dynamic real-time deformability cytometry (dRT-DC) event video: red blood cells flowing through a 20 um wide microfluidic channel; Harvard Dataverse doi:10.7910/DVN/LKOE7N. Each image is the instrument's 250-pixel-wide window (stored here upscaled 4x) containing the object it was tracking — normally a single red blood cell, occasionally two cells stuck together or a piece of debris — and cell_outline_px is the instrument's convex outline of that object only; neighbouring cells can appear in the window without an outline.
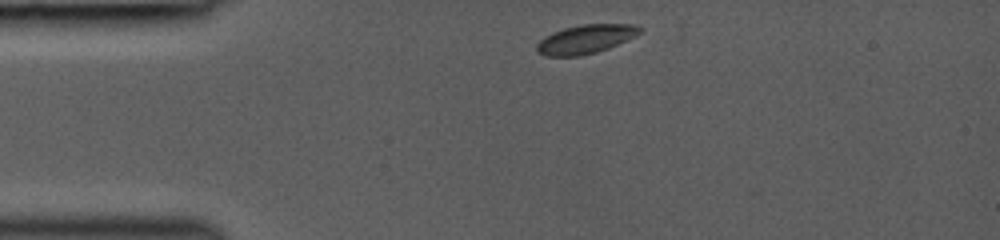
{"species": "common noctule bat (a hibernating species)", "species_latin": "Nyctalus noctula", "temperature_condition": "room temperature", "stored_images_in_passage": 3, "camera_frame_rate_fps": 3000, "um_per_image_px": 0.085, "animal": {"sex": "female", "body_mass_g": 19.0, "forearm_length_mm": 53.3}, "frame": {"image": 1, "passage_image": 1, "time_ms": 0.0, "image_size_px": [1000, 240], "cell_outline_px": [[644, 32], [628, 40], [608, 48], [596, 52], [580, 56], [544, 56], [536, 52], [536, 44], [544, 36], [552, 32], [564, 28], [580, 24], [636, 24], [644, 28]], "centroid_in_image_um": [49.8, 3.32], "position_along_channel_um": 35.2, "area_um2": 17.69}}